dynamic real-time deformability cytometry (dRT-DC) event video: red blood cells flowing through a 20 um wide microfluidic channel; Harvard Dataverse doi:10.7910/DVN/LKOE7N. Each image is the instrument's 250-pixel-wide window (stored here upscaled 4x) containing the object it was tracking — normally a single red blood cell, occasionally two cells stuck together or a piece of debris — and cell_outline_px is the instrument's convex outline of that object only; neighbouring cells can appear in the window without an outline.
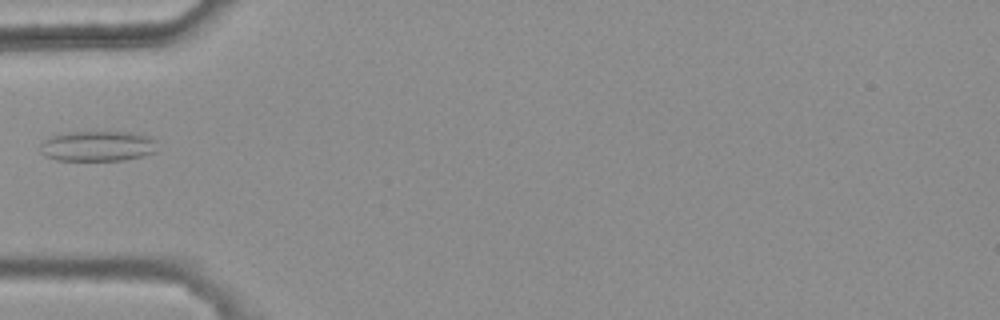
{"species": "common noctule bat (a hibernating species)", "species_latin": "Nyctalus noctula", "temperature_condition": "warm", "stored_images_in_passage": 2, "camera_frame_rate_fps": 3000, "um_per_image_px": 0.085, "animal": {"sex": "female", "body_mass_g": 25.1}, "frame": {"image": 1, "passage_image": 2, "time_ms": 0.333, "image_size_px": [1000, 320], "cell_outline_px": [[156, 152], [144, 156], [124, 160], [56, 160], [44, 156], [40, 152], [40, 144], [44, 140], [52, 136], [64, 132], [128, 132], [148, 136], [156, 140]], "centroid_in_image_um": [8.29, 12.42], "position_along_channel_um": 76.7, "area_um2": 20.87}}